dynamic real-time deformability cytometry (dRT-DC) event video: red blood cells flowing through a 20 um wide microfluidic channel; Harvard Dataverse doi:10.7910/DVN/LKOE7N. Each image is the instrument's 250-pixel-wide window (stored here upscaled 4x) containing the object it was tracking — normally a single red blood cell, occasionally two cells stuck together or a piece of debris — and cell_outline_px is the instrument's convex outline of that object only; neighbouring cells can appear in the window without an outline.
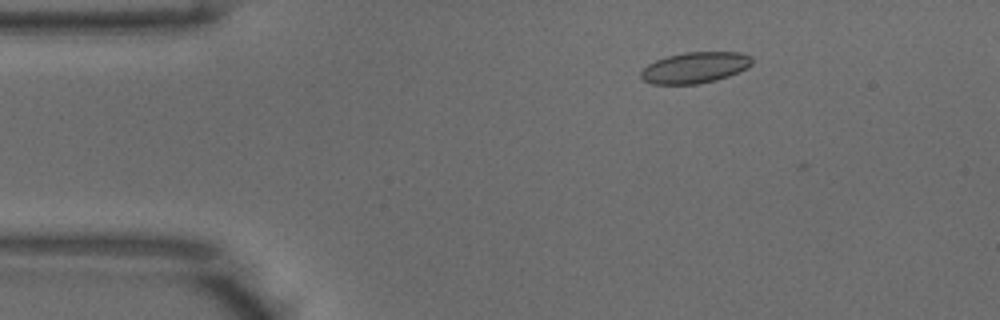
{"species": "common noctule bat (a hibernating species)", "species_latin": "Nyctalus noctula", "temperature_condition": "warm", "stored_images_in_passage": 3, "camera_frame_rate_fps": 3000, "um_per_image_px": 0.085, "animal": {"sex": "male", "body_mass_g": 18.8}, "frame": {"image": 1, "passage_image": 1, "time_ms": 0.0, "image_size_px": [1000, 320], "cell_outline_px": [[752, 64], [748, 68], [728, 76], [716, 80], [696, 84], [652, 84], [644, 80], [640, 76], [640, 72], [648, 64], [656, 60], [668, 56], [684, 52], [740, 52], [752, 56]], "centroid_in_image_um": [59.09, 5.74], "position_along_channel_um": 25.9, "area_um2": 20.11}}